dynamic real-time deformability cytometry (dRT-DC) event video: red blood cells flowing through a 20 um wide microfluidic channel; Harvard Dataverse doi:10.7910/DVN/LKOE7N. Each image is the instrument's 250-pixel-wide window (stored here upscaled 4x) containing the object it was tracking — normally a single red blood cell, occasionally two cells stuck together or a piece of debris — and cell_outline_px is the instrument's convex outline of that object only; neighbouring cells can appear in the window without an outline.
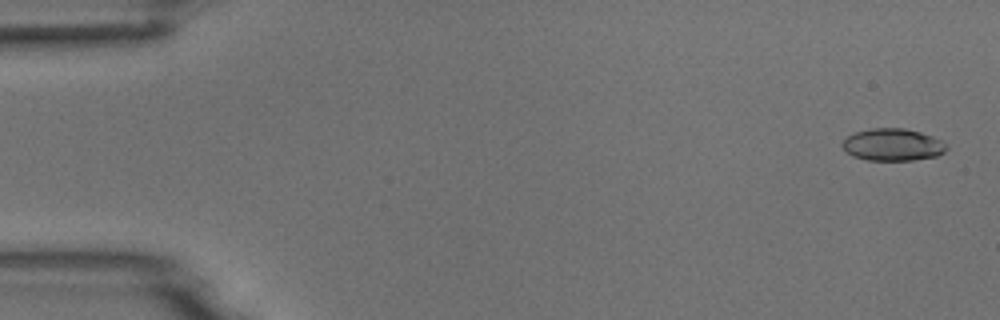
{"species": "common noctule bat (a hibernating species)", "species_latin": "Nyctalus noctula", "temperature_condition": "room temperature", "stored_images_in_passage": 6, "camera_frame_rate_fps": 3000, "um_per_image_px": 0.085, "animal": {"sex": "male", "body_mass_g": 18.8}, "frame": {"image": 1, "passage_image": 1, "time_ms": 0.0, "image_size_px": [1000, 320], "cell_outline_px": [[948, 148], [944, 152], [936, 156], [912, 160], [868, 160], [852, 156], [840, 144], [848, 136], [856, 132], [872, 128], [904, 128], [920, 132], [932, 136], [948, 144]], "centroid_in_image_um": [75.9, 12.3], "position_along_channel_um": 9.1, "area_um2": 19.48}}
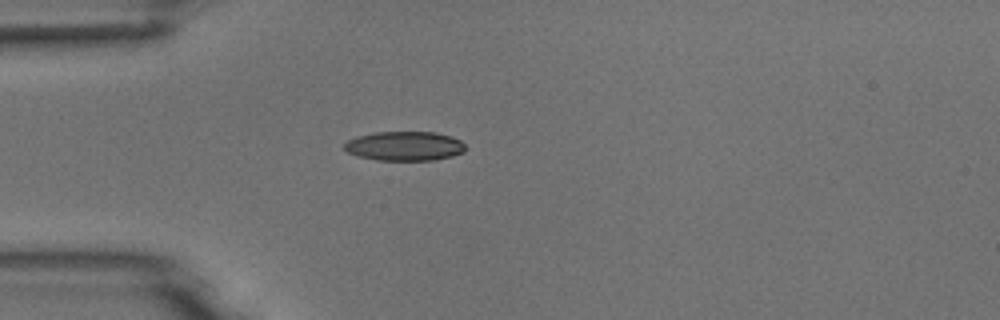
{"frame": {"image": 2, "passage_image": 4, "time_ms": 1.0, "image_size_px": [1000, 320], "cell_outline_px": [[464, 152], [452, 156], [436, 160], [376, 160], [360, 156], [348, 152], [344, 148], [344, 144], [348, 140], [356, 136], [376, 132], [436, 132], [452, 136], [460, 140], [464, 144]], "centroid_in_image_um": [34.41, 12.41], "position_along_channel_um": 50.6, "area_um2": 20.69}}